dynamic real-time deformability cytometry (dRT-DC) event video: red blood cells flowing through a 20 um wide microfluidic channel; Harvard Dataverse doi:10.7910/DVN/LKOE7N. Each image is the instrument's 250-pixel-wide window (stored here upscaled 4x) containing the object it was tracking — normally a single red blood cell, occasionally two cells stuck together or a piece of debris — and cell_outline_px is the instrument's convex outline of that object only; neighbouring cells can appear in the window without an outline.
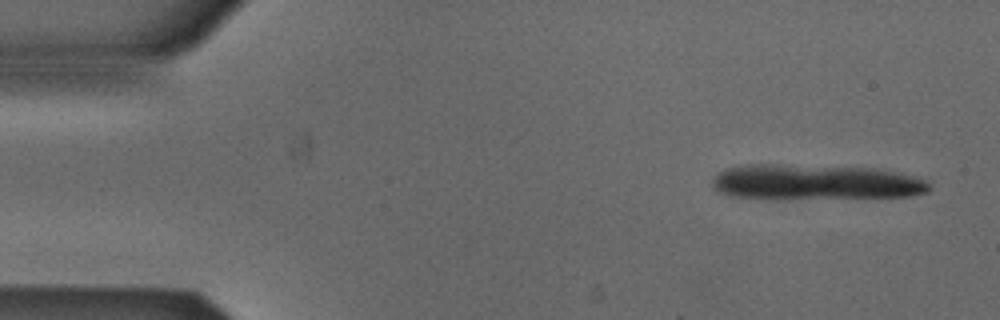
{"species": "Egyptian fruit bat (a non-hibernating species)", "species_latin": "Rousettus aegyptiacus", "temperature_condition": "cold", "stored_images_in_passage": 4, "camera_frame_rate_fps": 3000, "um_per_image_px": 0.085, "animal": {"sex": "male"}, "frame": {"image": 1, "passage_image": 1, "time_ms": 0.0, "image_size_px": [1000, 320], "cell_outline_px": [[932, 188], [928, 192], [912, 196], [732, 196], [720, 192], [712, 188], [712, 180], [716, 172], [728, 168], [744, 164], [780, 164], [876, 168], [920, 176], [928, 180]], "centroid_in_image_um": [69.37, 15.42], "position_along_channel_um": 15.6, "area_um2": 43.52}}